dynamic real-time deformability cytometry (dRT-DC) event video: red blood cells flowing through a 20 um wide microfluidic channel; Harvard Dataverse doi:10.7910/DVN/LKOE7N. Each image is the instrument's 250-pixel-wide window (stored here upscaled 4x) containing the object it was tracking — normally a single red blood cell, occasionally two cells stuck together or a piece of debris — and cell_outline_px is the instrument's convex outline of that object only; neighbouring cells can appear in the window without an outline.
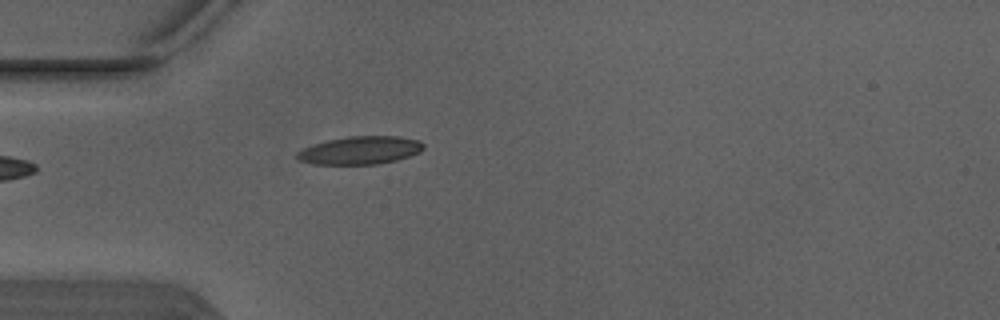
{"species": "Egyptian fruit bat (a non-hibernating species)", "species_latin": "Rousettus aegyptiacus", "temperature_condition": "warm", "stored_images_in_passage": 1, "camera_frame_rate_fps": 3000, "um_per_image_px": 0.085, "animal": {"sex": "male"}, "frame": {"image": 1, "passage_image": 1, "time_ms": 0.0, "image_size_px": [1000, 320], "cell_outline_px": [[424, 148], [420, 152], [396, 160], [376, 164], [316, 164], [300, 160], [296, 156], [296, 152], [304, 148], [328, 140], [348, 136], [400, 136], [420, 140], [424, 144]], "centroid_in_image_um": [30.66, 12.76], "position_along_channel_um": 54.3, "area_um2": 20.46}}